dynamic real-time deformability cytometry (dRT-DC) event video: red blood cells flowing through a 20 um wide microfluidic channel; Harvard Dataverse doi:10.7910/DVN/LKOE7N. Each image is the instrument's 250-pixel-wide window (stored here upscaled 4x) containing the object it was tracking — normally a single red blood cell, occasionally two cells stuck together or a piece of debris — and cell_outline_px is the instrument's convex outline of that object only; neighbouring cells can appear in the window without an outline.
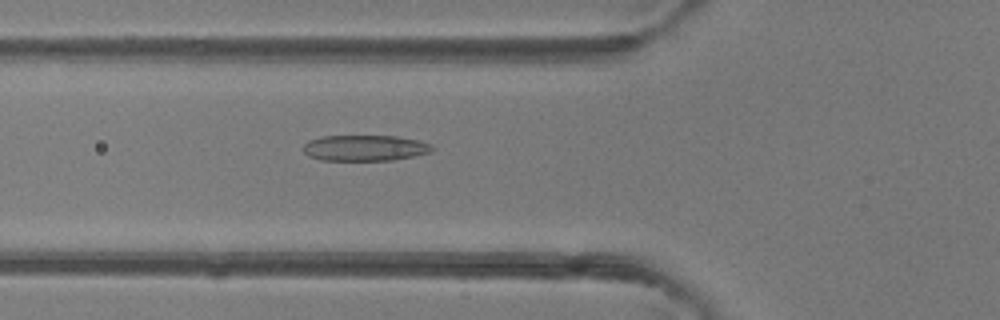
{"species": "common noctule bat (a hibernating species)", "species_latin": "Nyctalus noctula", "temperature_condition": "room temperature", "stored_images_in_passage": 49, "camera_frame_rate_fps": 3000, "um_per_image_px": 0.085, "animal": {"sex": "female"}, "frame": {"image": 1, "passage_image": 18, "time_ms": 5.667, "image_size_px": [1000, 320], "cell_outline_px": [[432, 152], [392, 160], [320, 160], [308, 156], [304, 152], [304, 144], [308, 140], [320, 136], [396, 136], [420, 140], [432, 144]], "centroid_in_image_um": [31.0, 12.57], "position_along_channel_um": 94.8, "area_um2": 19.48}}
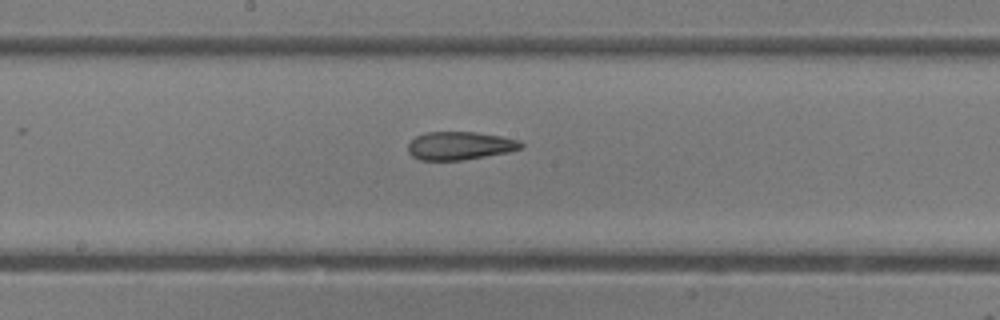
{"frame": {"image": 2, "passage_image": 26, "time_ms": 8.333, "image_size_px": [1000, 320], "cell_outline_px": [[524, 148], [508, 152], [460, 160], [420, 160], [412, 156], [408, 152], [408, 144], [416, 136], [424, 132], [476, 132], [500, 136], [520, 140], [524, 144]], "centroid_in_image_um": [39.1, 12.38], "position_along_channel_um": 209.1, "area_um2": 18.55}}
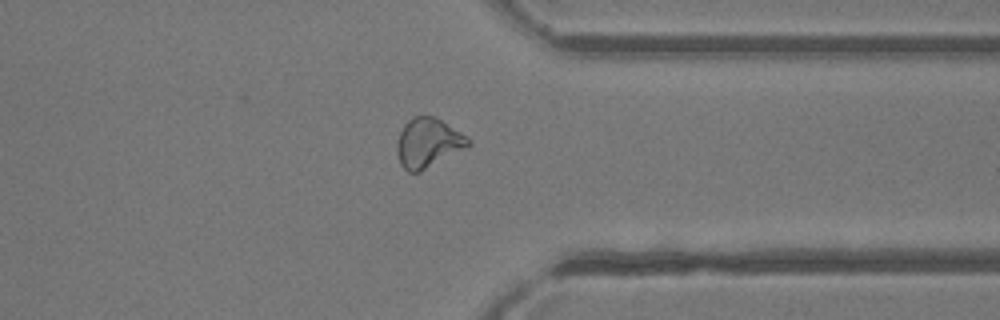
{"frame": {"image": 3, "passage_image": 38, "time_ms": 12.333, "image_size_px": [1000, 320], "cell_outline_px": [[472, 144], [468, 148], [420, 172], [408, 172], [400, 164], [396, 152], [396, 144], [400, 132], [404, 124], [412, 116], [432, 116], [440, 120], [468, 136], [472, 140]], "centroid_in_image_um": [36.4, 12.16], "position_along_channel_um": 375.0, "area_um2": 20.81}, "authors_computed_cell_mechanics": {"area_um2": 20.808, "velocity_mm_per_s": 4.2547, "shape_relaxation_time_tau1_ms": null, "shape_relaxation_time_tau2_ms": 1.5898, "deformation_change_tau1": null, "deformation_change_tau2": 0.0987}}